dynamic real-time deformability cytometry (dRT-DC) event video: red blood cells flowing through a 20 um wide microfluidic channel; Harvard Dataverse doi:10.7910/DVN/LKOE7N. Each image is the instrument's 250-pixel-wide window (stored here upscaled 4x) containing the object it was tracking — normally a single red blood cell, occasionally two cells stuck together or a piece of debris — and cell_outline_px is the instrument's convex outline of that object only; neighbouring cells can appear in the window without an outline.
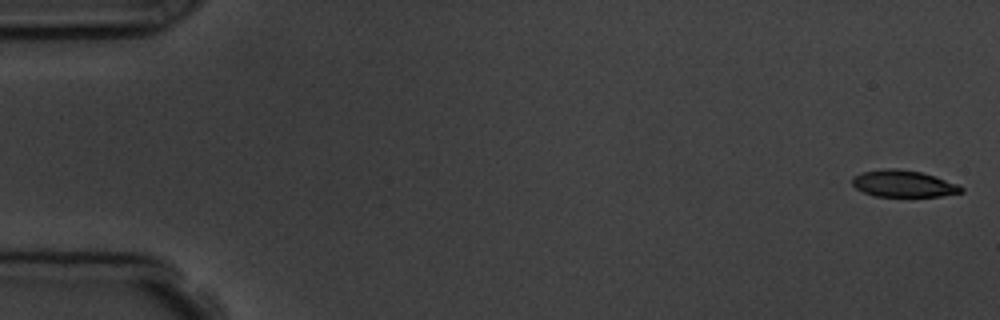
{"species": "common noctule bat (a hibernating species)", "species_latin": "Nyctalus noctula", "temperature_condition": "room temperature", "stored_images_in_passage": 4, "camera_frame_rate_fps": 3000, "um_per_image_px": 0.085, "animal": {"sex": "male", "body_mass_g": 19.5, "forearm_length_mm": 54.6}, "frame": {"image": 1, "passage_image": 1, "time_ms": 0.0, "image_size_px": [1000, 320], "cell_outline_px": [[964, 192], [940, 196], [872, 196], [856, 188], [852, 184], [852, 176], [864, 172], [888, 168], [896, 168], [920, 172], [960, 184], [964, 188]], "centroid_in_image_um": [76.81, 15.62], "position_along_channel_um": 8.2, "area_um2": 16.94}}
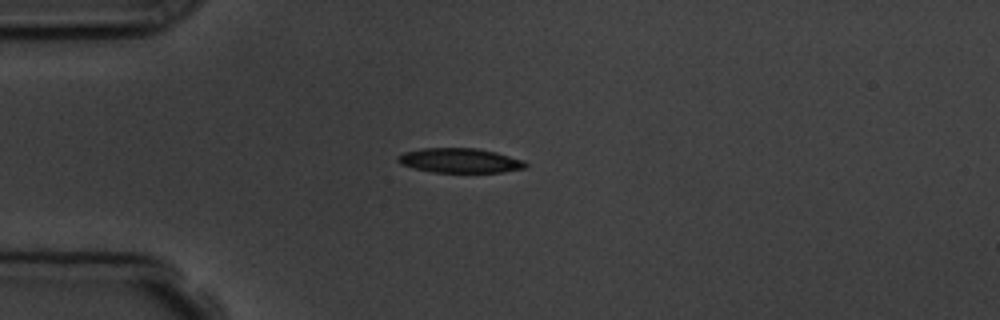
{"frame": {"image": 2, "passage_image": 4, "time_ms": 4.333, "image_size_px": [1000, 320], "cell_outline_px": [[528, 164], [524, 168], [504, 172], [432, 172], [400, 164], [396, 160], [396, 156], [404, 152], [424, 148], [476, 148], [496, 152], [524, 160]], "centroid_in_image_um": [39.08, 13.64], "position_along_channel_um": 45.9, "area_um2": 18.26}}